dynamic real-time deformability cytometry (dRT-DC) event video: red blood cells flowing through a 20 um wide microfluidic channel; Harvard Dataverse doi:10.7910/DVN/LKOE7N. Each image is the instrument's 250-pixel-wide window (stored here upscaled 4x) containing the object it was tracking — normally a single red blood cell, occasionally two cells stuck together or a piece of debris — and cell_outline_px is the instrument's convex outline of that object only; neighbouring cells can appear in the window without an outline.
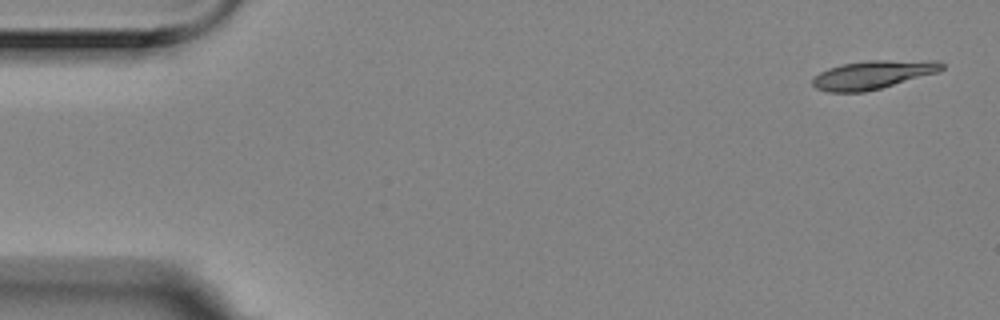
{"species": "Egyptian fruit bat (a non-hibernating species)", "species_latin": "Rousettus aegyptiacus", "temperature_condition": "room temperature", "stored_images_in_passage": 3, "camera_frame_rate_fps": 3000, "um_per_image_px": 0.085, "animal": {"sex": "female"}, "frame": {"image": 1, "passage_image": 1, "time_ms": 0.0, "image_size_px": [1000, 320], "cell_outline_px": [[944, 68], [940, 72], [880, 88], [864, 92], [828, 92], [816, 88], [812, 84], [812, 76], [828, 68], [840, 64], [864, 60], [940, 60], [944, 64]], "centroid_in_image_um": [74.21, 6.33], "position_along_channel_um": 10.8, "area_um2": 21.79}}